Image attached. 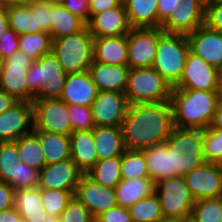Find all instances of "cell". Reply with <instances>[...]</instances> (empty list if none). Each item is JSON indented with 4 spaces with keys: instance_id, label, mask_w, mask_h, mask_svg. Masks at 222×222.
<instances>
[{
    "instance_id": "obj_1",
    "label": "cell",
    "mask_w": 222,
    "mask_h": 222,
    "mask_svg": "<svg viewBox=\"0 0 222 222\" xmlns=\"http://www.w3.org/2000/svg\"><path fill=\"white\" fill-rule=\"evenodd\" d=\"M120 128L128 150L143 151L164 143L175 128L171 104H130Z\"/></svg>"
},
{
    "instance_id": "obj_2",
    "label": "cell",
    "mask_w": 222,
    "mask_h": 222,
    "mask_svg": "<svg viewBox=\"0 0 222 222\" xmlns=\"http://www.w3.org/2000/svg\"><path fill=\"white\" fill-rule=\"evenodd\" d=\"M217 103V91L173 88L170 104L174 126L202 130L209 128Z\"/></svg>"
},
{
    "instance_id": "obj_3",
    "label": "cell",
    "mask_w": 222,
    "mask_h": 222,
    "mask_svg": "<svg viewBox=\"0 0 222 222\" xmlns=\"http://www.w3.org/2000/svg\"><path fill=\"white\" fill-rule=\"evenodd\" d=\"M166 146L171 154L172 177H185L205 163L202 129L175 127Z\"/></svg>"
},
{
    "instance_id": "obj_4",
    "label": "cell",
    "mask_w": 222,
    "mask_h": 222,
    "mask_svg": "<svg viewBox=\"0 0 222 222\" xmlns=\"http://www.w3.org/2000/svg\"><path fill=\"white\" fill-rule=\"evenodd\" d=\"M66 78L67 73L53 53L43 55L28 68V102L60 98Z\"/></svg>"
},
{
    "instance_id": "obj_5",
    "label": "cell",
    "mask_w": 222,
    "mask_h": 222,
    "mask_svg": "<svg viewBox=\"0 0 222 222\" xmlns=\"http://www.w3.org/2000/svg\"><path fill=\"white\" fill-rule=\"evenodd\" d=\"M94 37L86 26L78 33L52 39L51 52L67 74L89 71L93 62Z\"/></svg>"
},
{
    "instance_id": "obj_6",
    "label": "cell",
    "mask_w": 222,
    "mask_h": 222,
    "mask_svg": "<svg viewBox=\"0 0 222 222\" xmlns=\"http://www.w3.org/2000/svg\"><path fill=\"white\" fill-rule=\"evenodd\" d=\"M173 86L152 67L130 68L125 91L130 104L170 102Z\"/></svg>"
},
{
    "instance_id": "obj_7",
    "label": "cell",
    "mask_w": 222,
    "mask_h": 222,
    "mask_svg": "<svg viewBox=\"0 0 222 222\" xmlns=\"http://www.w3.org/2000/svg\"><path fill=\"white\" fill-rule=\"evenodd\" d=\"M189 51L186 35L163 33L152 68L174 87L181 79Z\"/></svg>"
},
{
    "instance_id": "obj_8",
    "label": "cell",
    "mask_w": 222,
    "mask_h": 222,
    "mask_svg": "<svg viewBox=\"0 0 222 222\" xmlns=\"http://www.w3.org/2000/svg\"><path fill=\"white\" fill-rule=\"evenodd\" d=\"M155 193L160 199L164 218H191L195 200L184 177L176 176L159 181L155 184Z\"/></svg>"
},
{
    "instance_id": "obj_9",
    "label": "cell",
    "mask_w": 222,
    "mask_h": 222,
    "mask_svg": "<svg viewBox=\"0 0 222 222\" xmlns=\"http://www.w3.org/2000/svg\"><path fill=\"white\" fill-rule=\"evenodd\" d=\"M33 131H45L70 136L73 132L68 105L60 98L33 100Z\"/></svg>"
},
{
    "instance_id": "obj_10",
    "label": "cell",
    "mask_w": 222,
    "mask_h": 222,
    "mask_svg": "<svg viewBox=\"0 0 222 222\" xmlns=\"http://www.w3.org/2000/svg\"><path fill=\"white\" fill-rule=\"evenodd\" d=\"M163 33L160 27L131 28L127 35L129 68L153 66L157 43Z\"/></svg>"
},
{
    "instance_id": "obj_11",
    "label": "cell",
    "mask_w": 222,
    "mask_h": 222,
    "mask_svg": "<svg viewBox=\"0 0 222 222\" xmlns=\"http://www.w3.org/2000/svg\"><path fill=\"white\" fill-rule=\"evenodd\" d=\"M34 61L19 50L7 58L3 63L0 90L14 96L18 101L28 102L27 73Z\"/></svg>"
},
{
    "instance_id": "obj_12",
    "label": "cell",
    "mask_w": 222,
    "mask_h": 222,
    "mask_svg": "<svg viewBox=\"0 0 222 222\" xmlns=\"http://www.w3.org/2000/svg\"><path fill=\"white\" fill-rule=\"evenodd\" d=\"M179 7L161 24L168 34L188 35L205 23V3L203 0H181Z\"/></svg>"
},
{
    "instance_id": "obj_13",
    "label": "cell",
    "mask_w": 222,
    "mask_h": 222,
    "mask_svg": "<svg viewBox=\"0 0 222 222\" xmlns=\"http://www.w3.org/2000/svg\"><path fill=\"white\" fill-rule=\"evenodd\" d=\"M221 72L189 51L180 81L175 89L217 91Z\"/></svg>"
},
{
    "instance_id": "obj_14",
    "label": "cell",
    "mask_w": 222,
    "mask_h": 222,
    "mask_svg": "<svg viewBox=\"0 0 222 222\" xmlns=\"http://www.w3.org/2000/svg\"><path fill=\"white\" fill-rule=\"evenodd\" d=\"M184 178L195 201L222 196V164L205 162Z\"/></svg>"
},
{
    "instance_id": "obj_15",
    "label": "cell",
    "mask_w": 222,
    "mask_h": 222,
    "mask_svg": "<svg viewBox=\"0 0 222 222\" xmlns=\"http://www.w3.org/2000/svg\"><path fill=\"white\" fill-rule=\"evenodd\" d=\"M128 106L125 93L99 91L91 105L95 126L121 127Z\"/></svg>"
},
{
    "instance_id": "obj_16",
    "label": "cell",
    "mask_w": 222,
    "mask_h": 222,
    "mask_svg": "<svg viewBox=\"0 0 222 222\" xmlns=\"http://www.w3.org/2000/svg\"><path fill=\"white\" fill-rule=\"evenodd\" d=\"M74 197L88 209L93 218L117 206L114 188L98 184L86 174L81 176Z\"/></svg>"
},
{
    "instance_id": "obj_17",
    "label": "cell",
    "mask_w": 222,
    "mask_h": 222,
    "mask_svg": "<svg viewBox=\"0 0 222 222\" xmlns=\"http://www.w3.org/2000/svg\"><path fill=\"white\" fill-rule=\"evenodd\" d=\"M83 173L71 160L45 164L39 171L38 188L69 191L75 194Z\"/></svg>"
},
{
    "instance_id": "obj_18",
    "label": "cell",
    "mask_w": 222,
    "mask_h": 222,
    "mask_svg": "<svg viewBox=\"0 0 222 222\" xmlns=\"http://www.w3.org/2000/svg\"><path fill=\"white\" fill-rule=\"evenodd\" d=\"M186 37L191 53L222 71V32L212 30L204 24Z\"/></svg>"
},
{
    "instance_id": "obj_19",
    "label": "cell",
    "mask_w": 222,
    "mask_h": 222,
    "mask_svg": "<svg viewBox=\"0 0 222 222\" xmlns=\"http://www.w3.org/2000/svg\"><path fill=\"white\" fill-rule=\"evenodd\" d=\"M33 123V105L19 101L11 109L0 114V142L16 141L33 132L26 127Z\"/></svg>"
},
{
    "instance_id": "obj_20",
    "label": "cell",
    "mask_w": 222,
    "mask_h": 222,
    "mask_svg": "<svg viewBox=\"0 0 222 222\" xmlns=\"http://www.w3.org/2000/svg\"><path fill=\"white\" fill-rule=\"evenodd\" d=\"M87 27L94 38L125 36L132 28L123 2L115 8L94 14L87 23Z\"/></svg>"
},
{
    "instance_id": "obj_21",
    "label": "cell",
    "mask_w": 222,
    "mask_h": 222,
    "mask_svg": "<svg viewBox=\"0 0 222 222\" xmlns=\"http://www.w3.org/2000/svg\"><path fill=\"white\" fill-rule=\"evenodd\" d=\"M98 92L89 71L67 74L60 99L67 105L91 107Z\"/></svg>"
},
{
    "instance_id": "obj_22",
    "label": "cell",
    "mask_w": 222,
    "mask_h": 222,
    "mask_svg": "<svg viewBox=\"0 0 222 222\" xmlns=\"http://www.w3.org/2000/svg\"><path fill=\"white\" fill-rule=\"evenodd\" d=\"M14 207L27 222H57L59 217L46 213L38 187L14 191Z\"/></svg>"
},
{
    "instance_id": "obj_23",
    "label": "cell",
    "mask_w": 222,
    "mask_h": 222,
    "mask_svg": "<svg viewBox=\"0 0 222 222\" xmlns=\"http://www.w3.org/2000/svg\"><path fill=\"white\" fill-rule=\"evenodd\" d=\"M129 66L110 65L93 61L89 73L99 91L125 93L128 83Z\"/></svg>"
},
{
    "instance_id": "obj_24",
    "label": "cell",
    "mask_w": 222,
    "mask_h": 222,
    "mask_svg": "<svg viewBox=\"0 0 222 222\" xmlns=\"http://www.w3.org/2000/svg\"><path fill=\"white\" fill-rule=\"evenodd\" d=\"M93 61L128 66L127 35L94 38Z\"/></svg>"
},
{
    "instance_id": "obj_25",
    "label": "cell",
    "mask_w": 222,
    "mask_h": 222,
    "mask_svg": "<svg viewBox=\"0 0 222 222\" xmlns=\"http://www.w3.org/2000/svg\"><path fill=\"white\" fill-rule=\"evenodd\" d=\"M71 160L86 174L98 161L92 130L73 131L70 134Z\"/></svg>"
},
{
    "instance_id": "obj_26",
    "label": "cell",
    "mask_w": 222,
    "mask_h": 222,
    "mask_svg": "<svg viewBox=\"0 0 222 222\" xmlns=\"http://www.w3.org/2000/svg\"><path fill=\"white\" fill-rule=\"evenodd\" d=\"M92 131L98 161L123 155L126 148L120 127L95 126Z\"/></svg>"
},
{
    "instance_id": "obj_27",
    "label": "cell",
    "mask_w": 222,
    "mask_h": 222,
    "mask_svg": "<svg viewBox=\"0 0 222 222\" xmlns=\"http://www.w3.org/2000/svg\"><path fill=\"white\" fill-rule=\"evenodd\" d=\"M114 190L117 205L129 209L137 201L155 193V183L149 177L121 180Z\"/></svg>"
},
{
    "instance_id": "obj_28",
    "label": "cell",
    "mask_w": 222,
    "mask_h": 222,
    "mask_svg": "<svg viewBox=\"0 0 222 222\" xmlns=\"http://www.w3.org/2000/svg\"><path fill=\"white\" fill-rule=\"evenodd\" d=\"M132 28L161 27L158 21V0L122 1Z\"/></svg>"
},
{
    "instance_id": "obj_29",
    "label": "cell",
    "mask_w": 222,
    "mask_h": 222,
    "mask_svg": "<svg viewBox=\"0 0 222 222\" xmlns=\"http://www.w3.org/2000/svg\"><path fill=\"white\" fill-rule=\"evenodd\" d=\"M45 154V164L71 159L70 136L63 134L33 131Z\"/></svg>"
},
{
    "instance_id": "obj_30",
    "label": "cell",
    "mask_w": 222,
    "mask_h": 222,
    "mask_svg": "<svg viewBox=\"0 0 222 222\" xmlns=\"http://www.w3.org/2000/svg\"><path fill=\"white\" fill-rule=\"evenodd\" d=\"M146 156L149 178L157 184L159 181L172 177L171 154L166 141L143 150Z\"/></svg>"
},
{
    "instance_id": "obj_31",
    "label": "cell",
    "mask_w": 222,
    "mask_h": 222,
    "mask_svg": "<svg viewBox=\"0 0 222 222\" xmlns=\"http://www.w3.org/2000/svg\"><path fill=\"white\" fill-rule=\"evenodd\" d=\"M51 38L69 36L83 30L87 24L63 5H52Z\"/></svg>"
},
{
    "instance_id": "obj_32",
    "label": "cell",
    "mask_w": 222,
    "mask_h": 222,
    "mask_svg": "<svg viewBox=\"0 0 222 222\" xmlns=\"http://www.w3.org/2000/svg\"><path fill=\"white\" fill-rule=\"evenodd\" d=\"M120 164L121 157L99 160L86 173V175L98 184L115 188V186L122 180Z\"/></svg>"
},
{
    "instance_id": "obj_33",
    "label": "cell",
    "mask_w": 222,
    "mask_h": 222,
    "mask_svg": "<svg viewBox=\"0 0 222 222\" xmlns=\"http://www.w3.org/2000/svg\"><path fill=\"white\" fill-rule=\"evenodd\" d=\"M6 11L9 28L18 35L40 32V27H37L36 13H33L27 4L10 6Z\"/></svg>"
},
{
    "instance_id": "obj_34",
    "label": "cell",
    "mask_w": 222,
    "mask_h": 222,
    "mask_svg": "<svg viewBox=\"0 0 222 222\" xmlns=\"http://www.w3.org/2000/svg\"><path fill=\"white\" fill-rule=\"evenodd\" d=\"M17 151L22 163L40 171L45 165V154L39 139L33 134L17 140Z\"/></svg>"
},
{
    "instance_id": "obj_35",
    "label": "cell",
    "mask_w": 222,
    "mask_h": 222,
    "mask_svg": "<svg viewBox=\"0 0 222 222\" xmlns=\"http://www.w3.org/2000/svg\"><path fill=\"white\" fill-rule=\"evenodd\" d=\"M132 222H160L164 219L156 193L137 201L129 209Z\"/></svg>"
},
{
    "instance_id": "obj_36",
    "label": "cell",
    "mask_w": 222,
    "mask_h": 222,
    "mask_svg": "<svg viewBox=\"0 0 222 222\" xmlns=\"http://www.w3.org/2000/svg\"><path fill=\"white\" fill-rule=\"evenodd\" d=\"M52 38L50 33H28L19 35V51L26 53L35 61L51 53Z\"/></svg>"
},
{
    "instance_id": "obj_37",
    "label": "cell",
    "mask_w": 222,
    "mask_h": 222,
    "mask_svg": "<svg viewBox=\"0 0 222 222\" xmlns=\"http://www.w3.org/2000/svg\"><path fill=\"white\" fill-rule=\"evenodd\" d=\"M120 172L122 180L149 177L146 156L143 151L126 149L121 156Z\"/></svg>"
},
{
    "instance_id": "obj_38",
    "label": "cell",
    "mask_w": 222,
    "mask_h": 222,
    "mask_svg": "<svg viewBox=\"0 0 222 222\" xmlns=\"http://www.w3.org/2000/svg\"><path fill=\"white\" fill-rule=\"evenodd\" d=\"M19 161L17 140L0 142V181L9 183L13 178H16Z\"/></svg>"
},
{
    "instance_id": "obj_39",
    "label": "cell",
    "mask_w": 222,
    "mask_h": 222,
    "mask_svg": "<svg viewBox=\"0 0 222 222\" xmlns=\"http://www.w3.org/2000/svg\"><path fill=\"white\" fill-rule=\"evenodd\" d=\"M191 218L194 222H222V196L195 201Z\"/></svg>"
},
{
    "instance_id": "obj_40",
    "label": "cell",
    "mask_w": 222,
    "mask_h": 222,
    "mask_svg": "<svg viewBox=\"0 0 222 222\" xmlns=\"http://www.w3.org/2000/svg\"><path fill=\"white\" fill-rule=\"evenodd\" d=\"M42 205L46 213L59 217L74 197L69 191L40 189Z\"/></svg>"
},
{
    "instance_id": "obj_41",
    "label": "cell",
    "mask_w": 222,
    "mask_h": 222,
    "mask_svg": "<svg viewBox=\"0 0 222 222\" xmlns=\"http://www.w3.org/2000/svg\"><path fill=\"white\" fill-rule=\"evenodd\" d=\"M203 153L205 162L222 164V129L203 130Z\"/></svg>"
},
{
    "instance_id": "obj_42",
    "label": "cell",
    "mask_w": 222,
    "mask_h": 222,
    "mask_svg": "<svg viewBox=\"0 0 222 222\" xmlns=\"http://www.w3.org/2000/svg\"><path fill=\"white\" fill-rule=\"evenodd\" d=\"M68 114L73 131L92 130L95 127L91 107L68 105Z\"/></svg>"
},
{
    "instance_id": "obj_43",
    "label": "cell",
    "mask_w": 222,
    "mask_h": 222,
    "mask_svg": "<svg viewBox=\"0 0 222 222\" xmlns=\"http://www.w3.org/2000/svg\"><path fill=\"white\" fill-rule=\"evenodd\" d=\"M39 171L19 161L17 163L16 178L9 184L15 189H29L38 186Z\"/></svg>"
},
{
    "instance_id": "obj_44",
    "label": "cell",
    "mask_w": 222,
    "mask_h": 222,
    "mask_svg": "<svg viewBox=\"0 0 222 222\" xmlns=\"http://www.w3.org/2000/svg\"><path fill=\"white\" fill-rule=\"evenodd\" d=\"M93 216L88 209L75 197L68 203L67 207L60 214V222H91Z\"/></svg>"
},
{
    "instance_id": "obj_45",
    "label": "cell",
    "mask_w": 222,
    "mask_h": 222,
    "mask_svg": "<svg viewBox=\"0 0 222 222\" xmlns=\"http://www.w3.org/2000/svg\"><path fill=\"white\" fill-rule=\"evenodd\" d=\"M27 5L33 13H36L37 27H40V32L51 35L52 5L41 0H32Z\"/></svg>"
},
{
    "instance_id": "obj_46",
    "label": "cell",
    "mask_w": 222,
    "mask_h": 222,
    "mask_svg": "<svg viewBox=\"0 0 222 222\" xmlns=\"http://www.w3.org/2000/svg\"><path fill=\"white\" fill-rule=\"evenodd\" d=\"M19 50V35L11 28L0 38V58L5 61Z\"/></svg>"
},
{
    "instance_id": "obj_47",
    "label": "cell",
    "mask_w": 222,
    "mask_h": 222,
    "mask_svg": "<svg viewBox=\"0 0 222 222\" xmlns=\"http://www.w3.org/2000/svg\"><path fill=\"white\" fill-rule=\"evenodd\" d=\"M205 25L215 31L222 32V4H205Z\"/></svg>"
},
{
    "instance_id": "obj_48",
    "label": "cell",
    "mask_w": 222,
    "mask_h": 222,
    "mask_svg": "<svg viewBox=\"0 0 222 222\" xmlns=\"http://www.w3.org/2000/svg\"><path fill=\"white\" fill-rule=\"evenodd\" d=\"M96 219L100 222H132L129 210L118 205L101 213Z\"/></svg>"
},
{
    "instance_id": "obj_49",
    "label": "cell",
    "mask_w": 222,
    "mask_h": 222,
    "mask_svg": "<svg viewBox=\"0 0 222 222\" xmlns=\"http://www.w3.org/2000/svg\"><path fill=\"white\" fill-rule=\"evenodd\" d=\"M63 6L74 15L82 19L86 24L90 20L89 0H65Z\"/></svg>"
},
{
    "instance_id": "obj_50",
    "label": "cell",
    "mask_w": 222,
    "mask_h": 222,
    "mask_svg": "<svg viewBox=\"0 0 222 222\" xmlns=\"http://www.w3.org/2000/svg\"><path fill=\"white\" fill-rule=\"evenodd\" d=\"M14 191L9 183L0 181V212L14 206Z\"/></svg>"
},
{
    "instance_id": "obj_51",
    "label": "cell",
    "mask_w": 222,
    "mask_h": 222,
    "mask_svg": "<svg viewBox=\"0 0 222 222\" xmlns=\"http://www.w3.org/2000/svg\"><path fill=\"white\" fill-rule=\"evenodd\" d=\"M181 0H158V21L162 24L172 13L174 8H178Z\"/></svg>"
},
{
    "instance_id": "obj_52",
    "label": "cell",
    "mask_w": 222,
    "mask_h": 222,
    "mask_svg": "<svg viewBox=\"0 0 222 222\" xmlns=\"http://www.w3.org/2000/svg\"><path fill=\"white\" fill-rule=\"evenodd\" d=\"M121 0H89L90 18L97 13L117 7Z\"/></svg>"
},
{
    "instance_id": "obj_53",
    "label": "cell",
    "mask_w": 222,
    "mask_h": 222,
    "mask_svg": "<svg viewBox=\"0 0 222 222\" xmlns=\"http://www.w3.org/2000/svg\"><path fill=\"white\" fill-rule=\"evenodd\" d=\"M18 102L19 101L14 96L0 90V114L8 109H11Z\"/></svg>"
},
{
    "instance_id": "obj_54",
    "label": "cell",
    "mask_w": 222,
    "mask_h": 222,
    "mask_svg": "<svg viewBox=\"0 0 222 222\" xmlns=\"http://www.w3.org/2000/svg\"><path fill=\"white\" fill-rule=\"evenodd\" d=\"M20 219L21 216L14 206L0 212V222H18Z\"/></svg>"
},
{
    "instance_id": "obj_55",
    "label": "cell",
    "mask_w": 222,
    "mask_h": 222,
    "mask_svg": "<svg viewBox=\"0 0 222 222\" xmlns=\"http://www.w3.org/2000/svg\"><path fill=\"white\" fill-rule=\"evenodd\" d=\"M209 128L222 129V103H217L214 118Z\"/></svg>"
},
{
    "instance_id": "obj_56",
    "label": "cell",
    "mask_w": 222,
    "mask_h": 222,
    "mask_svg": "<svg viewBox=\"0 0 222 222\" xmlns=\"http://www.w3.org/2000/svg\"><path fill=\"white\" fill-rule=\"evenodd\" d=\"M9 28L6 8L0 9V38L5 34Z\"/></svg>"
},
{
    "instance_id": "obj_57",
    "label": "cell",
    "mask_w": 222,
    "mask_h": 222,
    "mask_svg": "<svg viewBox=\"0 0 222 222\" xmlns=\"http://www.w3.org/2000/svg\"><path fill=\"white\" fill-rule=\"evenodd\" d=\"M32 0H0L1 8H8L10 6L28 4Z\"/></svg>"
},
{
    "instance_id": "obj_58",
    "label": "cell",
    "mask_w": 222,
    "mask_h": 222,
    "mask_svg": "<svg viewBox=\"0 0 222 222\" xmlns=\"http://www.w3.org/2000/svg\"><path fill=\"white\" fill-rule=\"evenodd\" d=\"M217 98H218V102L222 103V76H220L219 81H218Z\"/></svg>"
},
{
    "instance_id": "obj_59",
    "label": "cell",
    "mask_w": 222,
    "mask_h": 222,
    "mask_svg": "<svg viewBox=\"0 0 222 222\" xmlns=\"http://www.w3.org/2000/svg\"><path fill=\"white\" fill-rule=\"evenodd\" d=\"M44 2H48L51 5H63L65 0H41Z\"/></svg>"
},
{
    "instance_id": "obj_60",
    "label": "cell",
    "mask_w": 222,
    "mask_h": 222,
    "mask_svg": "<svg viewBox=\"0 0 222 222\" xmlns=\"http://www.w3.org/2000/svg\"><path fill=\"white\" fill-rule=\"evenodd\" d=\"M160 222H183V219L164 218Z\"/></svg>"
},
{
    "instance_id": "obj_61",
    "label": "cell",
    "mask_w": 222,
    "mask_h": 222,
    "mask_svg": "<svg viewBox=\"0 0 222 222\" xmlns=\"http://www.w3.org/2000/svg\"><path fill=\"white\" fill-rule=\"evenodd\" d=\"M205 4H222V0H205Z\"/></svg>"
},
{
    "instance_id": "obj_62",
    "label": "cell",
    "mask_w": 222,
    "mask_h": 222,
    "mask_svg": "<svg viewBox=\"0 0 222 222\" xmlns=\"http://www.w3.org/2000/svg\"><path fill=\"white\" fill-rule=\"evenodd\" d=\"M3 63L4 61L0 58V79H1V74H2Z\"/></svg>"
},
{
    "instance_id": "obj_63",
    "label": "cell",
    "mask_w": 222,
    "mask_h": 222,
    "mask_svg": "<svg viewBox=\"0 0 222 222\" xmlns=\"http://www.w3.org/2000/svg\"><path fill=\"white\" fill-rule=\"evenodd\" d=\"M183 222H194V220L192 218H188V219H183Z\"/></svg>"
},
{
    "instance_id": "obj_64",
    "label": "cell",
    "mask_w": 222,
    "mask_h": 222,
    "mask_svg": "<svg viewBox=\"0 0 222 222\" xmlns=\"http://www.w3.org/2000/svg\"><path fill=\"white\" fill-rule=\"evenodd\" d=\"M91 222H100V221L97 220L96 218H93Z\"/></svg>"
},
{
    "instance_id": "obj_65",
    "label": "cell",
    "mask_w": 222,
    "mask_h": 222,
    "mask_svg": "<svg viewBox=\"0 0 222 222\" xmlns=\"http://www.w3.org/2000/svg\"><path fill=\"white\" fill-rule=\"evenodd\" d=\"M18 222H27V221L21 218Z\"/></svg>"
}]
</instances>
